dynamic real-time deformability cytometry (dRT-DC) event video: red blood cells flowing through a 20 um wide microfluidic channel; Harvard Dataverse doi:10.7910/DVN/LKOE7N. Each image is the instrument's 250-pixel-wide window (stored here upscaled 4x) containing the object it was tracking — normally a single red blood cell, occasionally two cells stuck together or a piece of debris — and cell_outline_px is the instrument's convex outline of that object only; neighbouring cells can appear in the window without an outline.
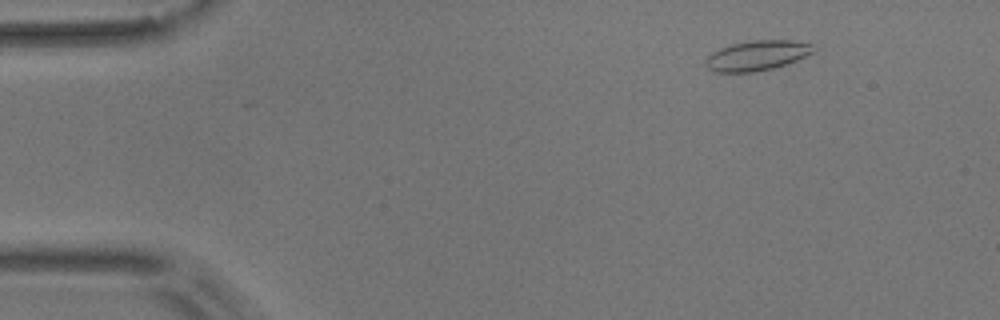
{"species": "common noctule bat (a hibernating species)", "species_latin": "Nyctalus noctula", "temperature_condition": "room temperature", "stored_images_in_passage": 7, "camera_frame_rate_fps": 3000, "um_per_image_px": 0.085, "animal": {"sex": "male", "body_mass_g": 17.9}, "frame": {"image": 1, "passage_image": 2, "time_ms": 1.0, "image_size_px": [1000, 320], "cell_outline_px": [[816, 52], [796, 60], [772, 68], [756, 72], [716, 72], [708, 68], [704, 64], [704, 60], [712, 52], [720, 48], [732, 44], [752, 40], [792, 40], [816, 44]], "centroid_in_image_um": [64.38, 4.71], "position_along_channel_um": 20.6, "area_um2": 19.02}}
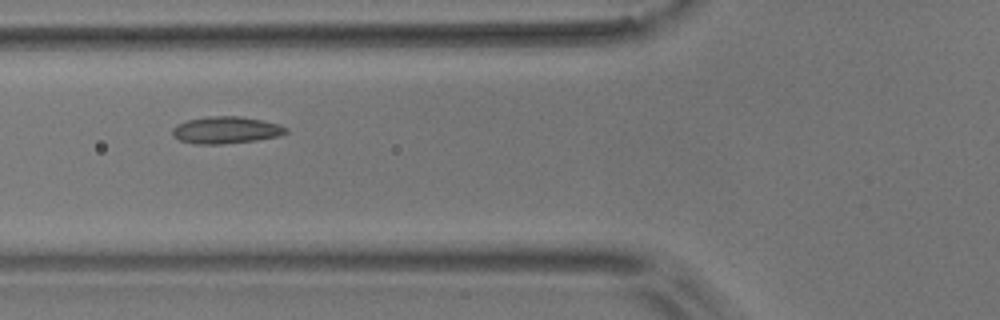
{"frame": {"image": 2, "passage_image": 6, "time_ms": 5.667, "image_size_px": [1000, 320], "cell_outline_px": [[288, 132], [280, 136], [256, 140], [224, 144], [192, 144], [180, 140], [172, 136], [172, 128], [176, 124], [188, 120], [208, 116], [240, 116], [280, 124], [288, 128]], "centroid_in_image_um": [19.2, 11.06], "position_along_channel_um": 106.6, "area_um2": 18.03}}
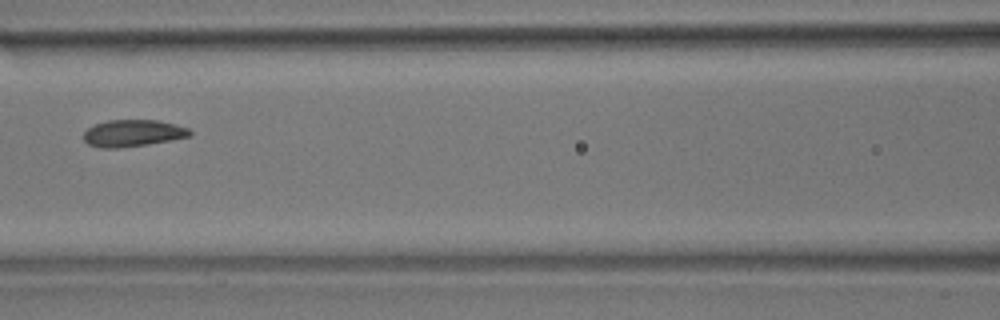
{"frame": {"image": 3, "passage_image": 7, "time_ms": 7.0, "image_size_px": [1000, 320], "cell_outline_px": [[192, 136], [148, 144], [120, 148], [100, 148], [88, 144], [84, 140], [84, 132], [88, 128], [96, 124], [108, 120], [156, 120], [188, 128], [192, 132]], "centroid_in_image_um": [11.28, 11.33], "position_along_channel_um": 155.3, "area_um2": 16.53}}